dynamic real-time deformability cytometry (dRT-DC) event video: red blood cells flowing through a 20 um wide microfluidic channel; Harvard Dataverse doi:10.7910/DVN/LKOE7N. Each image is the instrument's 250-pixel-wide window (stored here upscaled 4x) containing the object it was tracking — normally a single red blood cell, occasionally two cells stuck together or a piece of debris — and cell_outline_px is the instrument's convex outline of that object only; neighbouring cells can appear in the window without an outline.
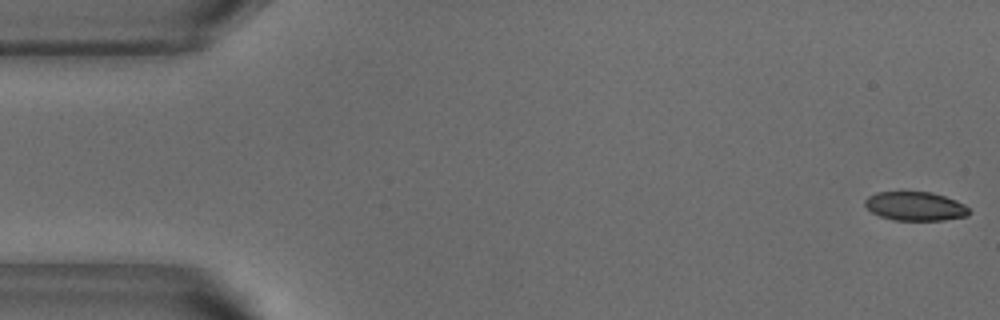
{"species": "common noctule bat (a hibernating species)", "species_latin": "Nyctalus noctula", "temperature_condition": "warm", "stored_images_in_passage": 52, "camera_frame_rate_fps": 3000, "um_per_image_px": 0.085, "animal": {"sex": "male", "body_mass_g": 18.8}, "frame": {"image": 1, "passage_image": 1, "time_ms": 0.0, "image_size_px": [1000, 320], "cell_outline_px": [[972, 212], [968, 216], [944, 220], [892, 220], [880, 216], [872, 212], [864, 204], [864, 200], [868, 196], [876, 192], [932, 192], [956, 200], [964, 204]], "centroid_in_image_um": [77.81, 17.53], "position_along_channel_um": 7.2, "area_um2": 17.63}}
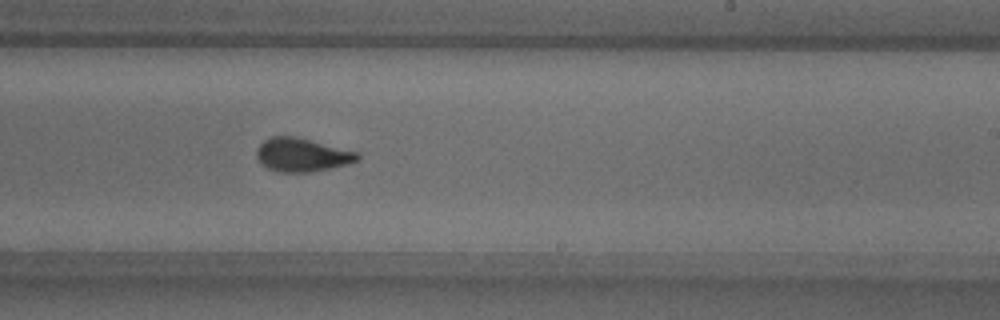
{"frame": {"image": 2, "passage_image": 31, "time_ms": 10.0, "image_size_px": [1000, 320], "cell_outline_px": [[360, 156], [356, 160], [344, 164], [328, 168], [308, 172], [280, 172], [268, 168], [260, 164], [256, 156], [256, 148], [264, 140], [272, 136], [296, 136], [356, 152]], "centroid_in_image_um": [25.58, 13.15], "position_along_channel_um": 263.4, "area_um2": 19.36}}
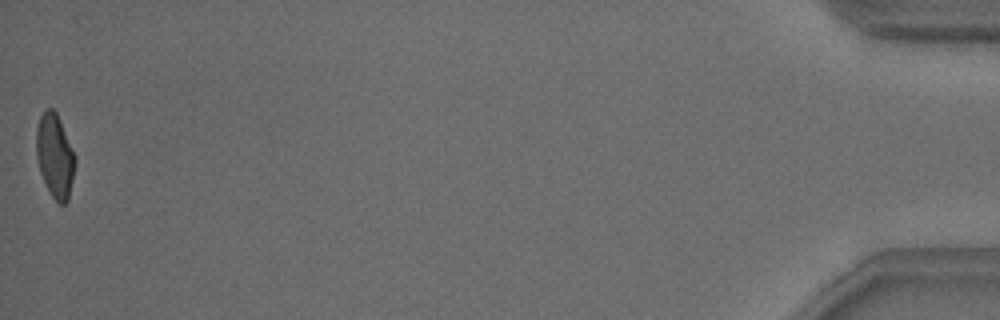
{"frame": {"image": 3, "passage_image": 52, "time_ms": 17.0, "image_size_px": [1000, 320], "cell_outline_px": [[76, 160], [68, 200], [64, 204], [60, 204], [52, 196], [40, 172], [36, 156], [36, 128], [40, 116], [44, 108], [52, 108], [56, 112], [60, 120], [76, 156]], "centroid_in_image_um": [4.66, 13.2], "position_along_channel_um": 430.5, "area_um2": 18.9}, "authors_computed_cell_mechanics": {"area_um2": 19.4208, "velocity_mm_per_s": 3.8348, "shape_relaxation_time_tau1_ms": 4.9908, "shape_relaxation_time_tau2_ms": 1.1769, "deformation_change_tau1": 0.1668, "deformation_change_tau2": 0.0723}}